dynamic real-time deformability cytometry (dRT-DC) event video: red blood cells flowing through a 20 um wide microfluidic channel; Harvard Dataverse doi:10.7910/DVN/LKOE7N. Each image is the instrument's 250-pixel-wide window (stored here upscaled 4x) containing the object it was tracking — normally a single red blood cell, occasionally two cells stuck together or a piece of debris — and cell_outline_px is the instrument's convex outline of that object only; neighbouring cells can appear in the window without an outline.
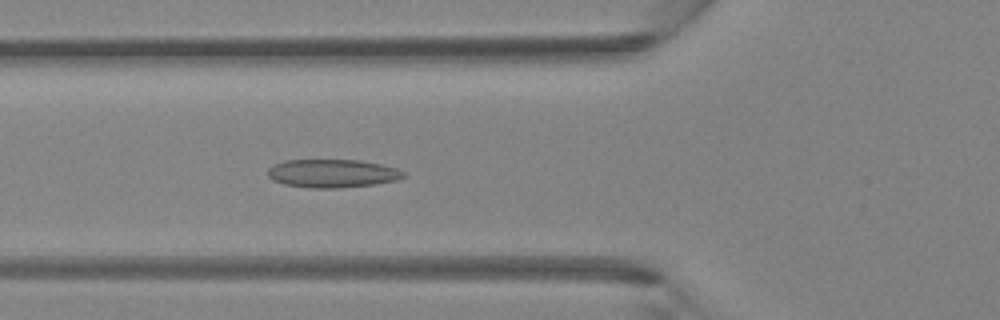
{"species": "Egyptian fruit bat (a non-hibernating species)", "species_latin": "Rousettus aegyptiacus", "temperature_condition": "room temperature", "stored_images_in_passage": 46, "camera_frame_rate_fps": 3000, "um_per_image_px": 0.085, "animal": {"sex": "female"}, "frame": {"image": 1, "passage_image": 16, "time_ms": 5.0, "image_size_px": [1000, 320], "cell_outline_px": [[408, 176], [396, 180], [372, 184], [336, 188], [312, 188], [284, 184], [272, 180], [268, 176], [268, 168], [272, 164], [284, 160], [360, 160], [380, 164], [396, 168], [404, 172]], "centroid_in_image_um": [28.22, 14.73], "position_along_channel_um": 97.6, "area_um2": 22.37}}
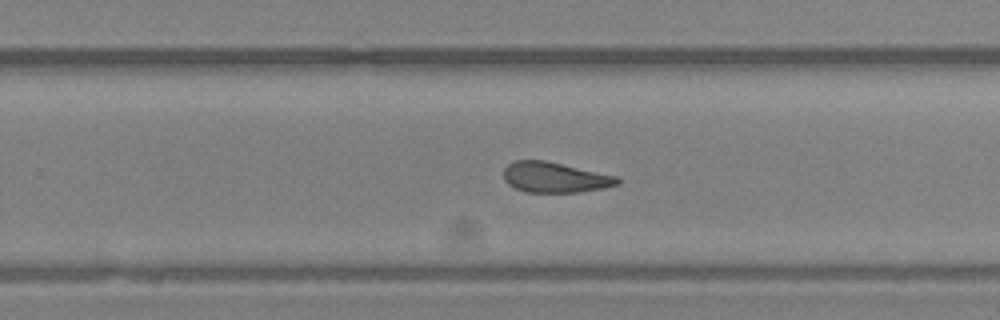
{"frame": {"image": 2, "passage_image": 29, "time_ms": 9.333, "image_size_px": [1000, 320], "cell_outline_px": [[620, 184], [604, 188], [580, 192], [528, 192], [516, 188], [508, 184], [504, 180], [504, 168], [508, 164], [516, 160], [544, 160], [620, 176]], "centroid_in_image_um": [47.21, 15.07], "position_along_channel_um": 282.6, "area_um2": 20.29}}
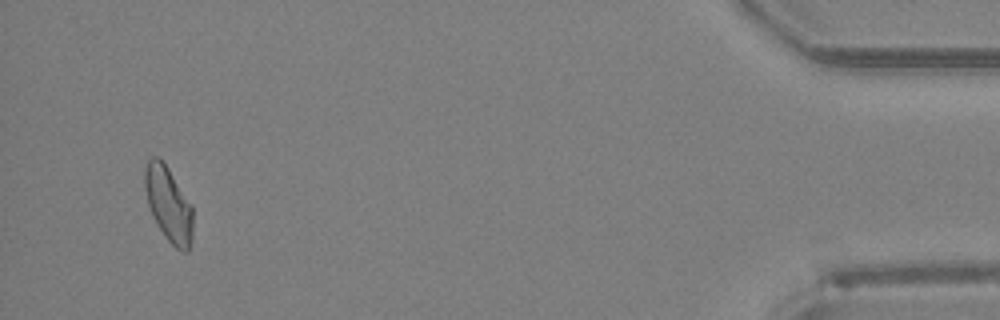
{"frame": {"image": 3, "passage_image": 44, "time_ms": 14.333, "image_size_px": [1000, 320], "cell_outline_px": [[192, 240], [188, 252], [180, 252], [168, 240], [152, 216], [148, 204], [144, 188], [144, 172], [148, 160], [152, 156], [156, 156], [168, 168], [192, 204]], "centroid_in_image_um": [14.33, 17.37], "position_along_channel_um": 420.9, "area_um2": 20.92}, "authors_computed_cell_mechanics": {"area_um2": 21.1259, "velocity_mm_per_s": 4.291, "shape_relaxation_time_tau1_ms": null, "shape_relaxation_time_tau2_ms": 2.4419, "deformation_change_tau1": null, "deformation_change_tau2": 0.1031}}